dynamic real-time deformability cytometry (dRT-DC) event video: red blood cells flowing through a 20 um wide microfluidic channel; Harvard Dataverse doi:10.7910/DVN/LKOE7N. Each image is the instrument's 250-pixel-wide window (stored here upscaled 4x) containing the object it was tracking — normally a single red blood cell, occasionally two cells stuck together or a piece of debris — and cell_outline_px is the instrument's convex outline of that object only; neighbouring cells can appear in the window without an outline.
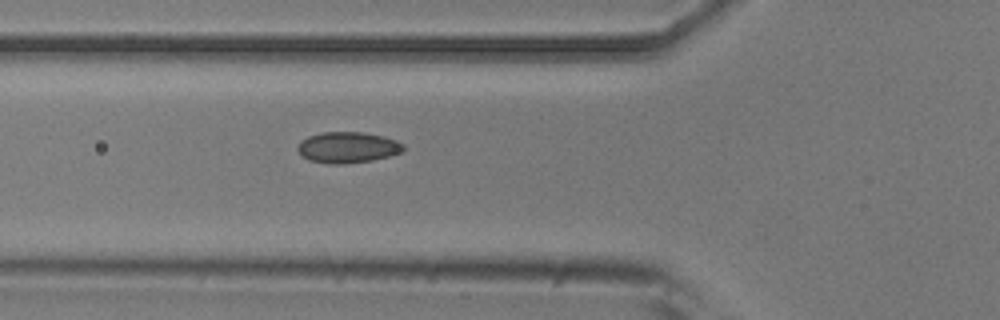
{"species": "common noctule bat (a hibernating species)", "species_latin": "Nyctalus noctula", "temperature_condition": "room temperature", "stored_images_in_passage": 7, "camera_frame_rate_fps": 3000, "um_per_image_px": 0.085, "animal": {"sex": "male", "body_mass_g": 20.5, "forearm_length_mm": 52.5}, "frame": {"image": 1, "passage_image": 7, "time_ms": 7.0, "image_size_px": [1000, 320], "cell_outline_px": [[404, 152], [372, 160], [340, 164], [332, 164], [308, 160], [300, 156], [296, 148], [300, 140], [308, 136], [324, 132], [364, 132], [384, 136], [396, 140], [404, 144]], "centroid_in_image_um": [29.53, 12.52], "position_along_channel_um": 96.3, "area_um2": 19.31}}